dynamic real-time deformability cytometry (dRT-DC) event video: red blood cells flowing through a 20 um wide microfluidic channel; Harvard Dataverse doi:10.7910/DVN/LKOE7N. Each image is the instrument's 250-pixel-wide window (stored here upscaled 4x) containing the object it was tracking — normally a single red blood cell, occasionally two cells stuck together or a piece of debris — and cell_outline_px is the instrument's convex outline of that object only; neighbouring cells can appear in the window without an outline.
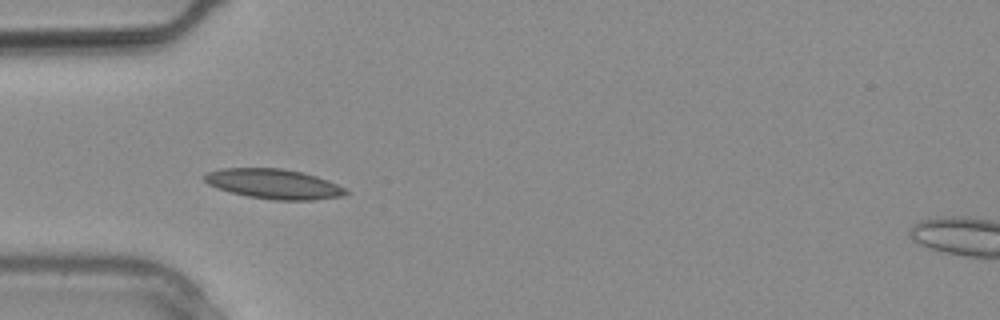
{"species": "common noctule bat (a hibernating species)", "species_latin": "Nyctalus noctula", "temperature_condition": "warm", "stored_images_in_passage": 4, "camera_frame_rate_fps": 3000, "um_per_image_px": 0.085, "animal": {"sex": "male", "body_mass_g": 20.4}, "frame": {"image": 1, "passage_image": 1, "time_ms": 0.0, "image_size_px": [1000, 320], "cell_outline_px": [[348, 192], [340, 196], [312, 200], [276, 200], [248, 196], [216, 188], [208, 184], [204, 180], [204, 176], [208, 172], [220, 168], [284, 168], [304, 172], [328, 180], [348, 188]], "centroid_in_image_um": [23.29, 15.62], "position_along_channel_um": 61.7, "area_um2": 24.62}}